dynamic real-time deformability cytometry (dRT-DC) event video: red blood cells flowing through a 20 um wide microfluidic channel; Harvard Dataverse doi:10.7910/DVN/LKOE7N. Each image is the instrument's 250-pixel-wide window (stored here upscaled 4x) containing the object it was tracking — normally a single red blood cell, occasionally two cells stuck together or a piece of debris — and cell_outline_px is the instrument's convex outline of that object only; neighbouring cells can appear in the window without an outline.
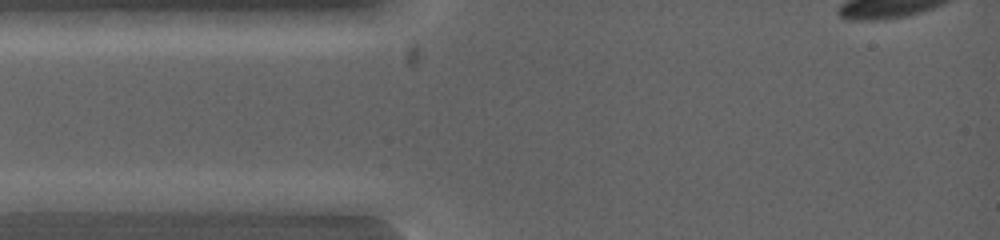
{"species": "common noctule bat (a hibernating species)", "species_latin": "Nyctalus noctula", "temperature_condition": "warm", "stored_images_in_passage": 3, "camera_frame_rate_fps": 5000, "um_per_image_px": 0.085, "animal": {"sex": "female", "body_mass_g": 19.0, "forearm_length_mm": 53.3}, "frame": {"image": 1, "passage_image": 2, "time_ms": 0.2, "image_size_px": [1000, 240], "cell_outline_px": [[104, 200], [88, 212], [16, 212], [12, 200], [56, 192], [80, 192]], "centroid_in_image_um": [4.87, 17.24], "position_along_channel_um": 80.1, "area_um2": 10.46}}